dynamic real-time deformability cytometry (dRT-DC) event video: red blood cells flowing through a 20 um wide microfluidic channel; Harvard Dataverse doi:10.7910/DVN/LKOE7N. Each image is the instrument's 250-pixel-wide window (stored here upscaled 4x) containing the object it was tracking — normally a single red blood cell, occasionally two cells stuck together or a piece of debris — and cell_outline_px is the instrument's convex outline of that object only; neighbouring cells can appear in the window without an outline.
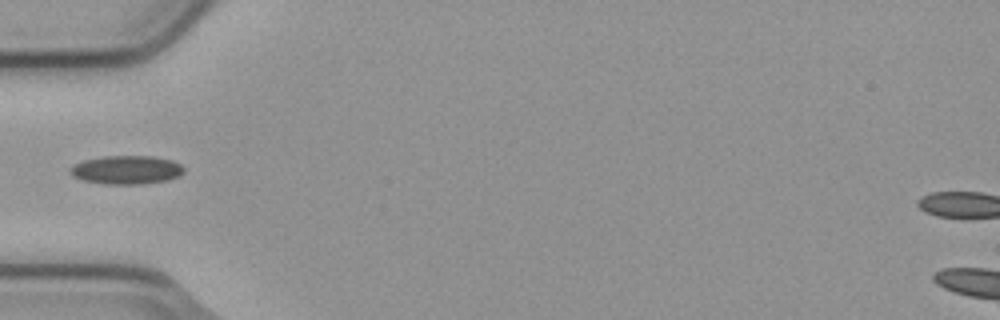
{"species": "common noctule bat (a hibernating species)", "species_latin": "Nyctalus noctula", "temperature_condition": "cold", "stored_images_in_passage": 5, "camera_frame_rate_fps": 3000, "um_per_image_px": 0.085, "animal": {"sex": "male", "body_mass_g": 23.1, "forearm_length_mm": 52.7}, "frame": {"image": 1, "passage_image": 5, "time_ms": 1.333, "image_size_px": [1000, 320], "cell_outline_px": [[184, 172], [180, 176], [168, 180], [140, 184], [104, 184], [84, 180], [72, 176], [68, 172], [76, 164], [84, 160], [104, 156], [152, 156], [172, 160], [180, 164], [184, 168]], "centroid_in_image_um": [10.78, 14.44], "position_along_channel_um": 74.2, "area_um2": 18.9}}